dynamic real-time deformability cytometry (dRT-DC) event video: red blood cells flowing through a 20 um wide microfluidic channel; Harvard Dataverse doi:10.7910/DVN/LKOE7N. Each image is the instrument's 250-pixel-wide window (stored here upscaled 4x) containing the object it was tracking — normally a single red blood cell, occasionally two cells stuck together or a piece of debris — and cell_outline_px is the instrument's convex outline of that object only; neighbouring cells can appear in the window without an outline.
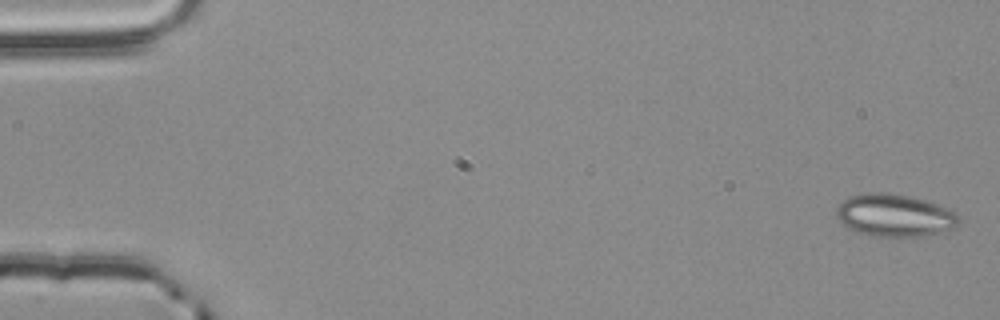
{"species": "common noctule bat (a hibernating species)", "species_latin": "Nyctalus noctula", "temperature_condition": "room temperature", "stored_images_in_passage": 5, "segment_of_instrument_passage": [1, 2], "camera_frame_rate_fps": 3000, "um_per_image_px": 0.085, "animal": {"sex": "male", "body_mass_g": 20.4}, "frame": {"image": 1, "passage_image": 1, "time_ms": 0.0, "image_size_px": [1000, 320], "cell_outline_px": [[960, 224], [956, 228], [924, 236], [868, 236], [848, 228], [836, 216], [836, 208], [848, 196], [868, 192], [888, 192], [908, 196], [924, 200], [948, 208], [956, 212], [960, 216]], "centroid_in_image_um": [76.06, 18.3], "position_along_channel_um": 8.9, "area_um2": 30.52}}